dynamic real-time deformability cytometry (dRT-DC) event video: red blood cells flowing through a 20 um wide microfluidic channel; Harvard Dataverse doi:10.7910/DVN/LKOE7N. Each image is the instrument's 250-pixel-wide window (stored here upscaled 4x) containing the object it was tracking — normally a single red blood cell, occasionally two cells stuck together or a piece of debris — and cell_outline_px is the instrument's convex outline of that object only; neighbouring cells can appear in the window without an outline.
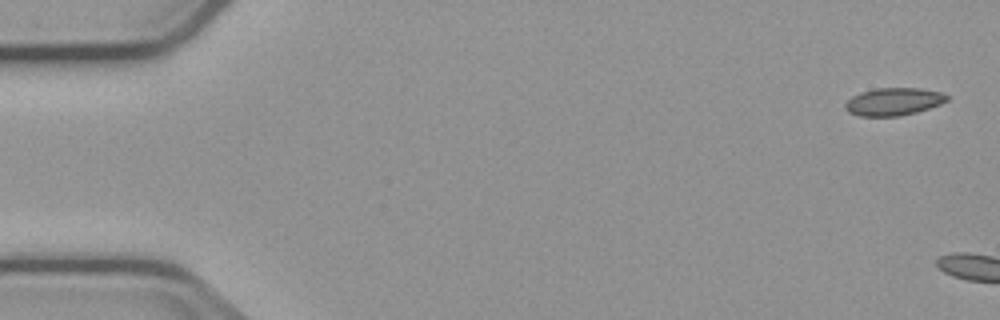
{"species": "common noctule bat (a hibernating species)", "species_latin": "Nyctalus noctula", "temperature_condition": "cold", "stored_images_in_passage": 2, "camera_frame_rate_fps": 3000, "um_per_image_px": 0.085, "animal": {"sex": "male", "body_mass_g": 23.1, "forearm_length_mm": 52.7}, "frame": {"image": 1, "passage_image": 1, "time_ms": 0.0, "image_size_px": [1000, 320], "cell_outline_px": [[948, 100], [940, 104], [916, 112], [900, 116], [860, 116], [848, 112], [844, 108], [844, 104], [852, 96], [860, 92], [876, 88], [920, 88], [940, 92], [948, 96]], "centroid_in_image_um": [75.92, 8.64], "position_along_channel_um": 9.1, "area_um2": 16.36}}